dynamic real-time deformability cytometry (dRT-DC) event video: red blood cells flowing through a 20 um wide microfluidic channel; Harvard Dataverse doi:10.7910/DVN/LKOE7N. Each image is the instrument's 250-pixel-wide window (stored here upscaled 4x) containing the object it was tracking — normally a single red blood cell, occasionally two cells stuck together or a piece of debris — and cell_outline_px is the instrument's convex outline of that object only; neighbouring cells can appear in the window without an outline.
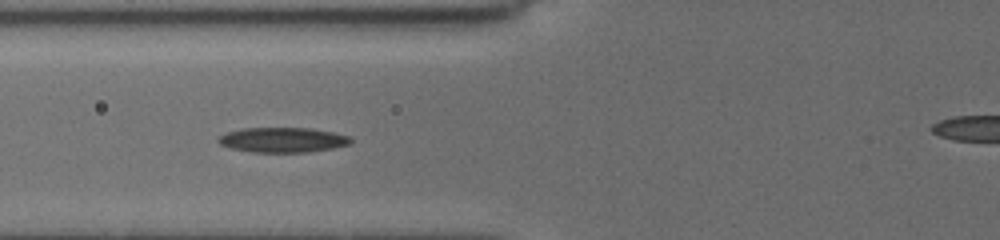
{"species": "common noctule bat (a hibernating species)", "species_latin": "Nyctalus noctula", "temperature_condition": "cold", "stored_images_in_passage": 37, "camera_frame_rate_fps": 3000, "um_per_image_px": 0.085, "animal": {"sex": "female", "body_mass_g": 19.5, "forearm_length_mm": 54.1}, "frame": {"image": 1, "passage_image": 6, "time_ms": 1.667, "image_size_px": [1000, 240], "cell_outline_px": [[352, 140], [348, 144], [332, 148], [308, 152], [252, 152], [228, 148], [220, 144], [216, 140], [224, 132], [244, 128], [308, 128], [332, 132], [348, 136]], "centroid_in_image_um": [23.95, 11.89], "position_along_channel_um": 101.8, "area_um2": 19.19}}
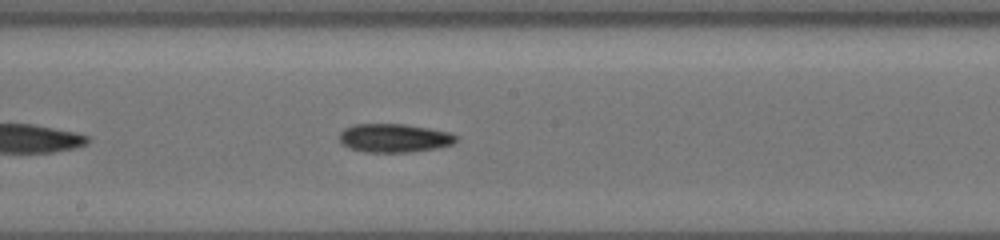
{"frame": {"image": 2, "passage_image": 15, "time_ms": 4.667, "image_size_px": [1000, 240], "cell_outline_px": [[456, 140], [452, 144], [436, 148], [412, 152], [364, 152], [340, 144], [340, 132], [344, 128], [352, 124], [404, 124], [428, 128], [448, 132], [456, 136]], "centroid_in_image_um": [33.46, 11.73], "position_along_channel_um": 214.7, "area_um2": 19.36}}
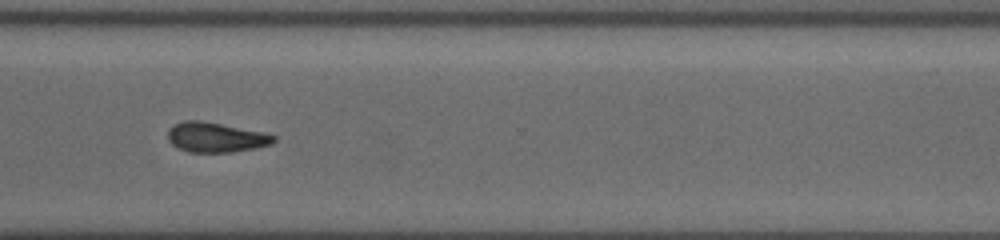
{"frame": {"image": 3, "passage_image": 26, "time_ms": 8.333, "image_size_px": [1000, 240], "cell_outline_px": [[276, 140], [272, 144], [256, 148], [232, 152], [188, 152], [172, 144], [168, 140], [168, 128], [184, 120], [200, 120], [264, 132], [276, 136]], "centroid_in_image_um": [18.36, 11.67], "position_along_channel_um": 352.2, "area_um2": 18.44}, "authors_computed_cell_mechanics": {"area_um2": 18.496, "velocity_mm_per_s": 3.754, "shape_relaxation_time_tau1_ms": 4.5714, "shape_relaxation_time_tau2_ms": 6.0593, "deformation_change_tau1": 0.1282, "deformation_change_tau2": 0.127}}